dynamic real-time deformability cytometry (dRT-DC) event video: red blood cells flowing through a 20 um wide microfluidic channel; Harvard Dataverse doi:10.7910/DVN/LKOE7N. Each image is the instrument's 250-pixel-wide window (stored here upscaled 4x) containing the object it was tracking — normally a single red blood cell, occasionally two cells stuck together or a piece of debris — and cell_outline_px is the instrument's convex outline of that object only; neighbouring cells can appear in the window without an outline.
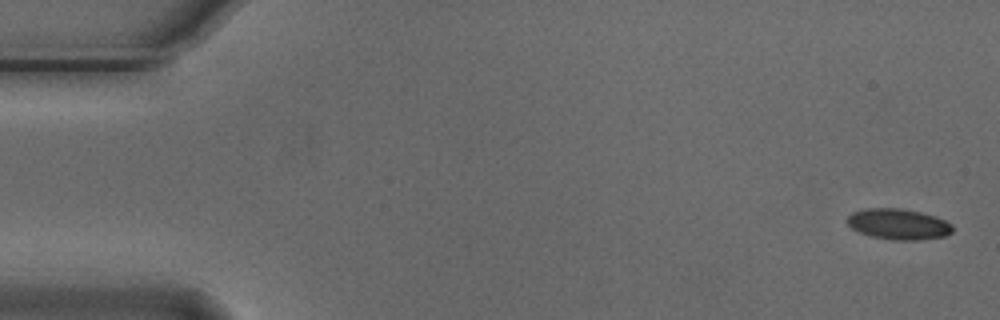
{"species": "Egyptian fruit bat (a non-hibernating species)", "species_latin": "Rousettus aegyptiacus", "temperature_condition": "cold", "stored_images_in_passage": 5, "camera_frame_rate_fps": 3000, "um_per_image_px": 0.085, "animal": {"sex": "male"}, "frame": {"image": 1, "passage_image": 1, "time_ms": 0.0, "image_size_px": [1000, 320], "cell_outline_px": [[952, 232], [944, 236], [916, 240], [892, 240], [872, 236], [860, 232], [852, 228], [848, 224], [848, 216], [852, 212], [864, 208], [900, 208], [920, 212], [936, 216], [952, 224]], "centroid_in_image_um": [76.36, 19.04], "position_along_channel_um": 8.6, "area_um2": 18.79}}
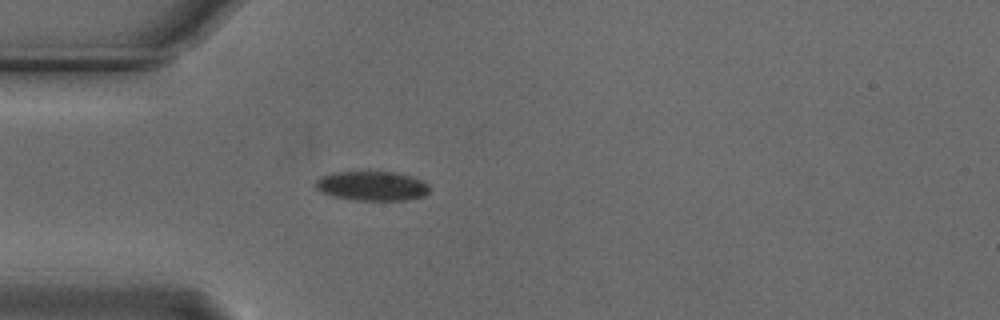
{"frame": {"image": 2, "passage_image": 5, "time_ms": 1.333, "image_size_px": [1000, 320], "cell_outline_px": [[428, 192], [424, 196], [408, 200], [352, 200], [332, 196], [320, 192], [316, 188], [316, 180], [320, 176], [332, 172], [396, 172], [412, 176], [428, 184]], "centroid_in_image_um": [31.59, 15.81], "position_along_channel_um": 53.4, "area_um2": 19.65}}